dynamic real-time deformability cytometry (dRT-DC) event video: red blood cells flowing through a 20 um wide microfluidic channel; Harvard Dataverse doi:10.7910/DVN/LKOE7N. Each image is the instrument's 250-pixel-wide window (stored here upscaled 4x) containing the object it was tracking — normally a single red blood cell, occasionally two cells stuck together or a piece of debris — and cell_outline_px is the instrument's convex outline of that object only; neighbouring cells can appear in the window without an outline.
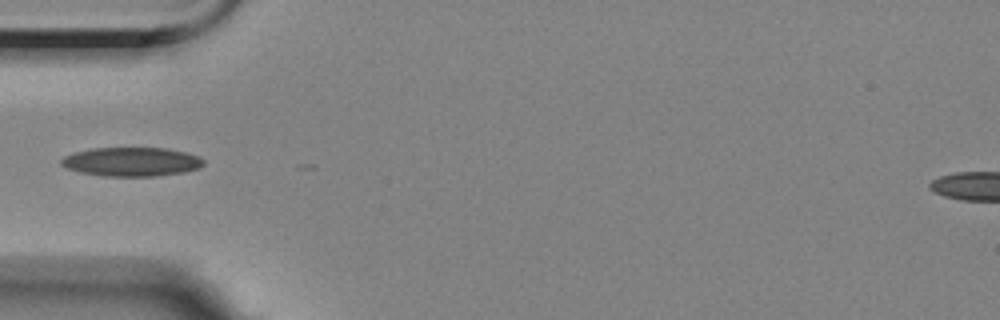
{"species": "Egyptian fruit bat (a non-hibernating species)", "species_latin": "Rousettus aegyptiacus", "temperature_condition": "room temperature", "stored_images_in_passage": 6, "camera_frame_rate_fps": 3000, "um_per_image_px": 0.085, "animal": {"sex": "female"}, "frame": {"image": 1, "passage_image": 1, "time_ms": 0.0, "image_size_px": [1000, 320], "cell_outline_px": [[204, 164], [200, 168], [184, 172], [156, 176], [104, 176], [80, 172], [68, 168], [60, 164], [60, 160], [64, 156], [76, 152], [92, 148], [168, 148], [200, 156], [204, 160]], "centroid_in_image_um": [11.21, 13.75], "position_along_channel_um": 73.8, "area_um2": 24.04}}
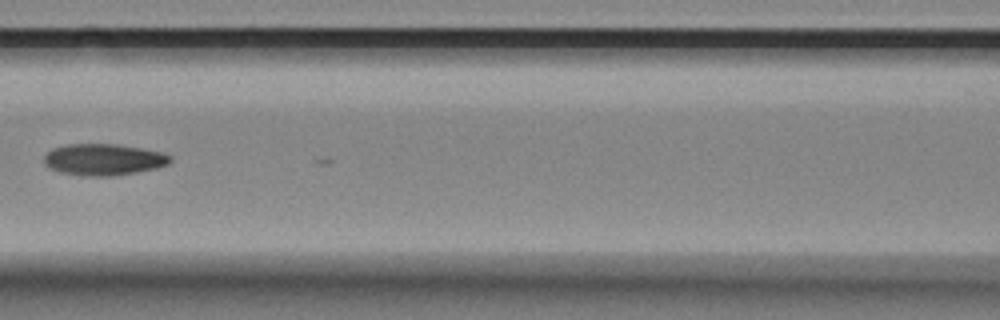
{"frame": {"image": 2, "passage_image": 3, "time_ms": 2.333, "image_size_px": [1000, 320], "cell_outline_px": [[172, 160], [168, 164], [156, 168], [136, 172], [112, 176], [84, 176], [60, 172], [48, 168], [44, 164], [44, 156], [52, 148], [64, 144], [116, 144], [140, 148], [160, 152], [172, 156]], "centroid_in_image_um": [8.77, 13.56], "position_along_channel_um": 157.8, "area_um2": 23.24}}
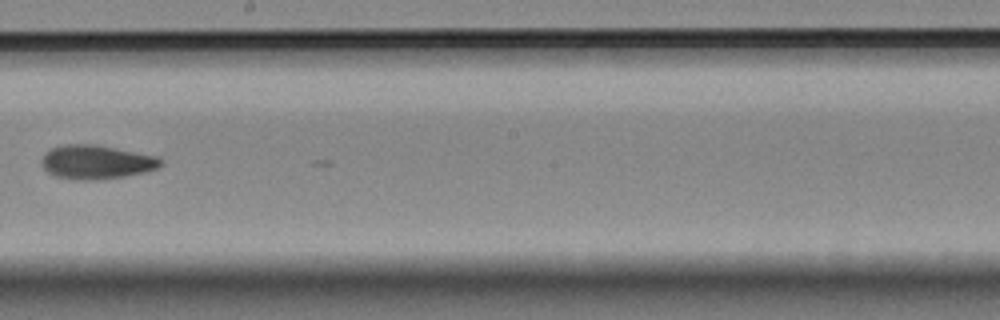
{"frame": {"image": 3, "passage_image": 5, "time_ms": 4.667, "image_size_px": [1000, 320], "cell_outline_px": [[164, 164], [156, 168], [144, 172], [124, 176], [92, 180], [76, 180], [56, 176], [48, 172], [44, 168], [40, 160], [44, 152], [52, 148], [64, 144], [96, 144], [160, 156], [164, 160]], "centroid_in_image_um": [8.21, 13.76], "position_along_channel_um": 240.0, "area_um2": 23.81}}